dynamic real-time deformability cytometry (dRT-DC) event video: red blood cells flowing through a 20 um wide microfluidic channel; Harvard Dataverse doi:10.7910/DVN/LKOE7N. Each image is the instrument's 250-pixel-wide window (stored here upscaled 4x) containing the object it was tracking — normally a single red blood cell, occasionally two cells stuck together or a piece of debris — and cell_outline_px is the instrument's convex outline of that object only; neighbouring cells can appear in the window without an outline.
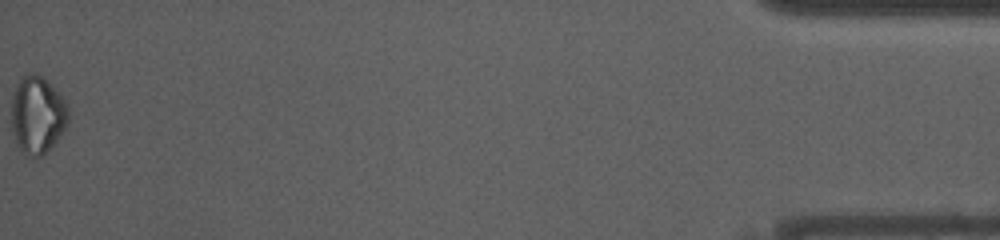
{"species": "common noctule bat (a hibernating species)", "species_latin": "Nyctalus noctula", "temperature_condition": "room temperature", "stored_images_in_passage": 38, "camera_frame_rate_fps": 3000, "um_per_image_px": 0.085, "animal": {"sex": "male", "body_mass_g": 13.0, "forearm_length_mm": 53.1}, "frame": {"image": 1, "passage_image": 38, "time_ms": 12.333, "image_size_px": [1000, 240], "cell_outline_px": [[68, 124], [56, 144], [52, 148], [40, 156], [24, 156], [16, 140], [12, 128], [12, 96], [20, 76], [28, 72], [36, 72], [64, 96], [68, 108]], "centroid_in_image_um": [3.2, 9.75], "position_along_channel_um": 432.0, "area_um2": 26.13}, "authors_computed_cell_mechanics": {"area_um2": 18.2359, "velocity_mm_per_s": 4.0979, "shape_relaxation_time_tau1_ms": 3.9101, "shape_relaxation_time_tau2_ms": null, "deformation_change_tau1": 0.0704, "deformation_change_tau2": null}}